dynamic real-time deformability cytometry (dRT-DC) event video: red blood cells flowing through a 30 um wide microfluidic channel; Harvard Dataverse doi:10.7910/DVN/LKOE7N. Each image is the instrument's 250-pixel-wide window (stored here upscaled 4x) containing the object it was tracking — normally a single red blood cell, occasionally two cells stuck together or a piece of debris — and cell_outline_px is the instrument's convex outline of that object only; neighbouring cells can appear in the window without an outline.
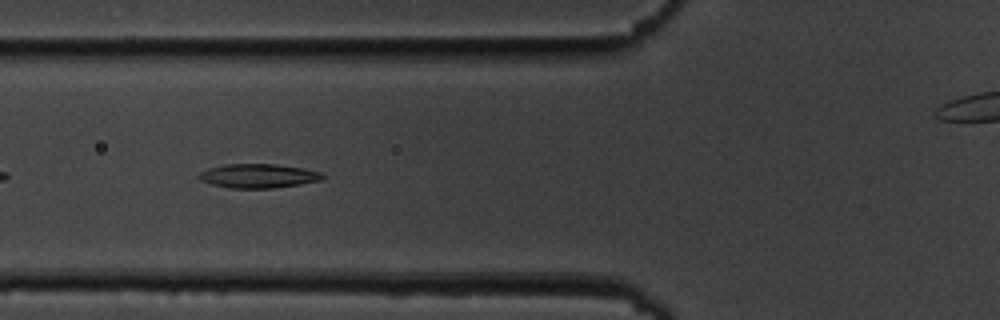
{"species": "common noctule bat (a hibernating species)", "species_latin": "Nyctalus noctula", "temperature_condition": "cold", "stored_images_in_passage": 41, "camera_frame_rate_fps": 3000, "um_per_image_px": 0.085, "animal": {"sex": "male", "body_mass_g": 19.5, "forearm_length_mm": 54.6}, "frame": {"image": 1, "passage_image": 6, "time_ms": 1.667, "image_size_px": [1000, 320], "cell_outline_px": [[324, 176], [320, 180], [300, 184], [272, 188], [228, 188], [212, 184], [200, 180], [196, 176], [200, 172], [208, 168], [224, 164], [276, 164], [304, 168], [324, 172]], "centroid_in_image_um": [21.94, 14.94], "position_along_channel_um": 103.9, "area_um2": 17.46}}
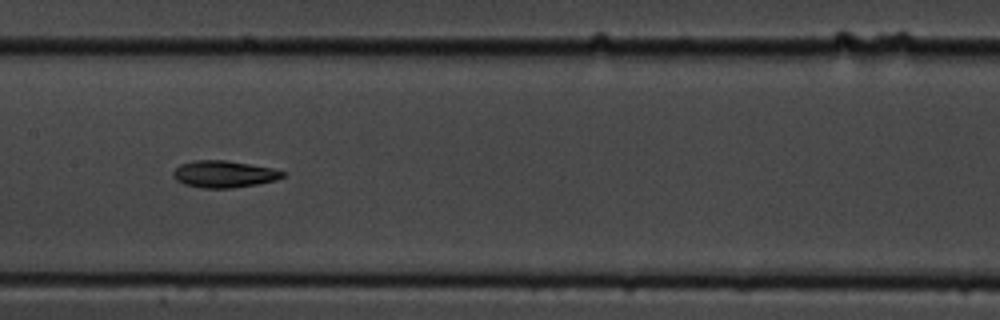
{"frame": {"image": 2, "passage_image": 13, "time_ms": 4.0, "image_size_px": [1000, 320], "cell_outline_px": [[288, 172], [284, 176], [276, 180], [256, 184], [232, 188], [200, 188], [184, 184], [176, 180], [172, 176], [172, 172], [180, 164], [192, 160], [228, 160], [272, 168]], "centroid_in_image_um": [19.03, 14.79], "position_along_channel_um": 188.4, "area_um2": 17.34}}
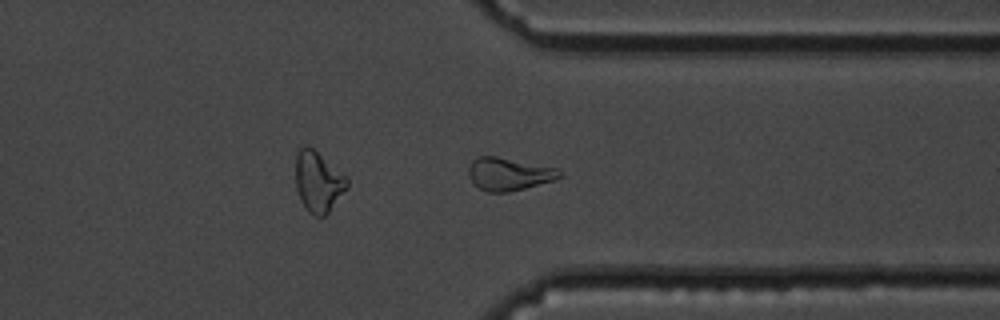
{"frame": {"image": 3, "passage_image": 28, "time_ms": 9.0, "image_size_px": [1000, 320], "cell_outline_px": [[564, 176], [552, 180], [524, 188], [508, 192], [488, 192], [480, 188], [472, 180], [468, 172], [468, 168], [472, 160], [480, 156], [496, 156], [560, 168], [564, 172]], "centroid_in_image_um": [43.3, 14.77], "position_along_channel_um": 368.1, "area_um2": 17.34}}